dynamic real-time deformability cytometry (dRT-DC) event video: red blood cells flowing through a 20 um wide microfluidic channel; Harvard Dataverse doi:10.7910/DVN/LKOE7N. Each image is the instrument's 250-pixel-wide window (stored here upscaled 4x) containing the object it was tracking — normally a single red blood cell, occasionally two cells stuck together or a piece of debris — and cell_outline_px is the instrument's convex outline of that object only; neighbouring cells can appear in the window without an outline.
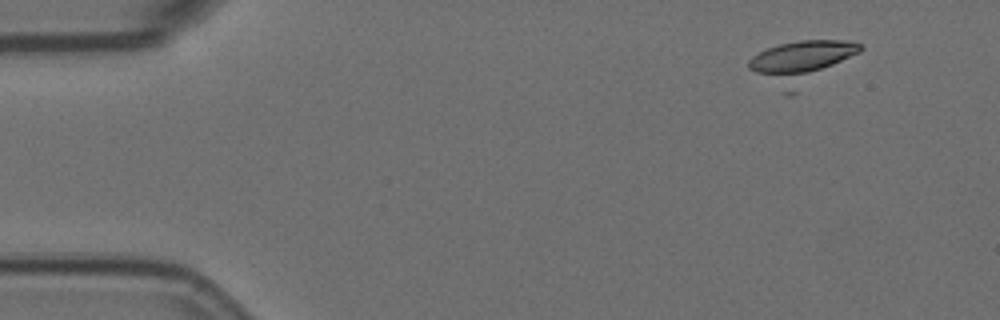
{"species": "Egyptian fruit bat (a non-hibernating species)", "species_latin": "Rousettus aegyptiacus", "temperature_condition": "room temperature", "stored_images_in_passage": 5, "segment_of_instrument_passage": [1, 2], "camera_frame_rate_fps": 3000, "um_per_image_px": 0.085, "animal": {"sex": "female"}, "frame": {"image": 1, "passage_image": 1, "time_ms": 0.0, "image_size_px": [1000, 320], "cell_outline_px": [[864, 48], [860, 52], [832, 64], [796, 76], [784, 76], [756, 72], [748, 68], [748, 60], [752, 56], [768, 48], [780, 44], [800, 40], [856, 40]], "centroid_in_image_um": [68.2, 4.8], "position_along_channel_um": 16.8, "area_um2": 20.52}}